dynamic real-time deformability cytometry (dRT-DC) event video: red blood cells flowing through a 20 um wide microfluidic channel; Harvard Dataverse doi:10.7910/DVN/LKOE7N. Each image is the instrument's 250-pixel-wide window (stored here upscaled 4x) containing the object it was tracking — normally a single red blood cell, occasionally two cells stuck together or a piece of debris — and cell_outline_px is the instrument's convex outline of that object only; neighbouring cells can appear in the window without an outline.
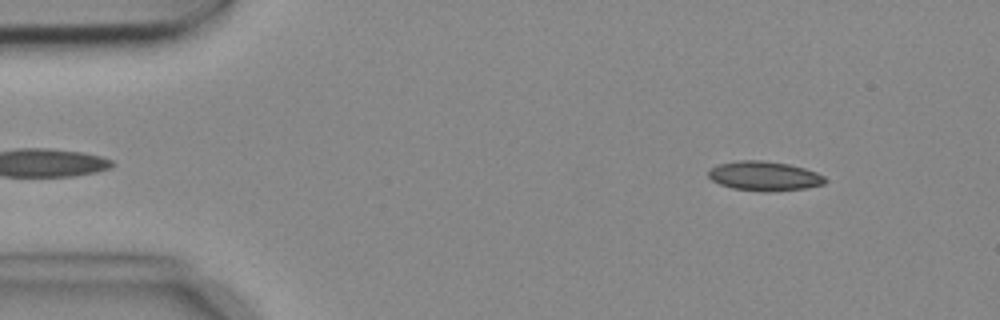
{"species": "common noctule bat (a hibernating species)", "species_latin": "Nyctalus noctula", "temperature_condition": "cold", "stored_images_in_passage": 4, "camera_frame_rate_fps": 3000, "um_per_image_px": 0.085, "animal": {"sex": "female", "body_mass_g": 18.4}, "frame": {"image": 1, "passage_image": 1, "time_ms": 0.0, "image_size_px": [1000, 320], "cell_outline_px": [[828, 180], [824, 184], [808, 188], [768, 192], [760, 192], [732, 188], [720, 184], [712, 180], [708, 176], [708, 172], [712, 168], [720, 164], [740, 160], [764, 160], [788, 164], [804, 168], [816, 172], [824, 176]], "centroid_in_image_um": [65.0, 14.97], "position_along_channel_um": 20.0, "area_um2": 20.11}}